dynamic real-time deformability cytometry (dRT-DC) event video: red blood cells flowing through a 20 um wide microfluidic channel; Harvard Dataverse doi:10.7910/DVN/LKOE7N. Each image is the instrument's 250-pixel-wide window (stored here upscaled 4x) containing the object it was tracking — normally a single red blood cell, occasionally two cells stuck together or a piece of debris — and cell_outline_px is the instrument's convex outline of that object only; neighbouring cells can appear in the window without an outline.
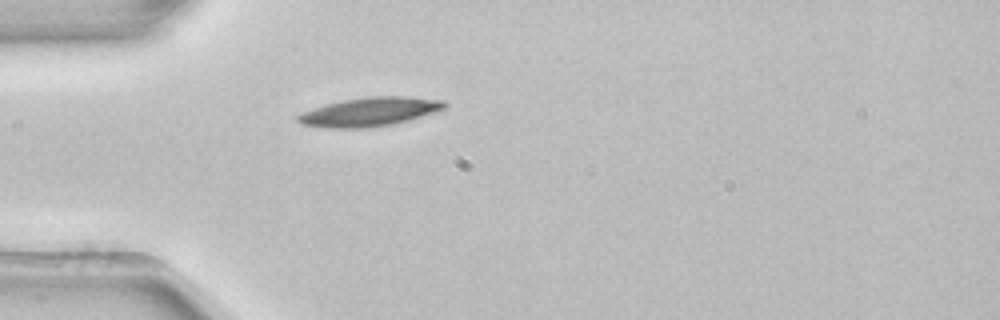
{"species": "common noctule bat (a hibernating species)", "species_latin": "Nyctalus noctula", "temperature_condition": "room temperature", "stored_images_in_passage": 34, "camera_frame_rate_fps": 3000, "um_per_image_px": 0.085, "animal": {"sex": "female", "body_mass_g": 22.7, "forearm_length_mm": 54.2}, "frame": {"image": 1, "passage_image": 1, "time_ms": 0.0, "image_size_px": [1000, 320], "cell_outline_px": [[448, 104], [444, 108], [396, 124], [368, 128], [328, 128], [300, 124], [296, 120], [296, 116], [304, 112], [328, 104], [344, 100], [364, 96], [404, 96], [444, 100]], "centroid_in_image_um": [31.42, 9.51], "position_along_channel_um": 53.6, "area_um2": 24.51}}
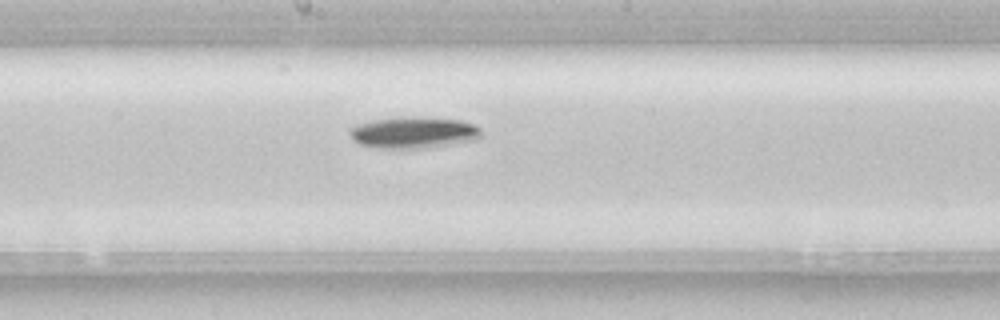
{"frame": {"image": 2, "passage_image": 14, "time_ms": 4.333, "image_size_px": [1000, 320], "cell_outline_px": [[480, 136], [476, 140], [428, 148], [376, 148], [360, 144], [352, 140], [348, 132], [352, 128], [360, 124], [376, 120], [400, 116], [460, 120], [472, 124], [480, 128]], "centroid_in_image_um": [35.15, 11.28], "position_along_channel_um": 213.1, "area_um2": 23.93}}
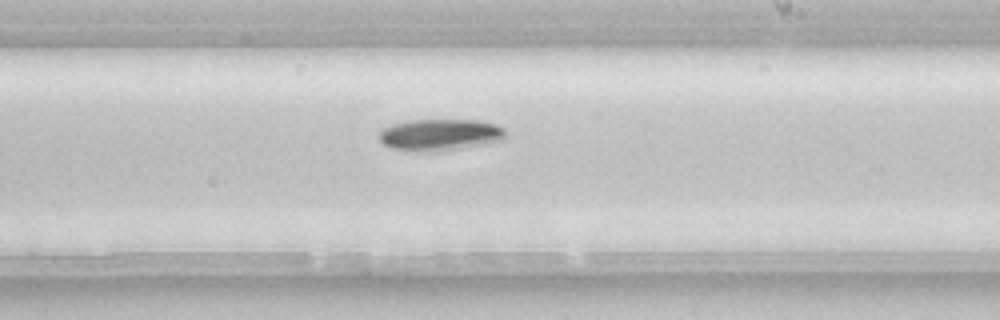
{"frame": {"image": 3, "passage_image": 17, "time_ms": 5.333, "image_size_px": [1000, 320], "cell_outline_px": [[508, 136], [504, 140], [440, 152], [420, 152], [392, 148], [384, 144], [380, 140], [376, 132], [392, 124], [408, 120], [480, 120], [496, 124], [504, 128]], "centroid_in_image_um": [37.41, 11.46], "position_along_channel_um": 251.6, "area_um2": 23.76}, "authors_computed_cell_mechanics": {"area_um2": 23.8425, "velocity_mm_per_s": 3.8825, "shape_relaxation_time_tau1_ms": 2.1619, "shape_relaxation_time_tau2_ms": null, "deformation_change_tau1": 0.0834, "deformation_change_tau2": null}}